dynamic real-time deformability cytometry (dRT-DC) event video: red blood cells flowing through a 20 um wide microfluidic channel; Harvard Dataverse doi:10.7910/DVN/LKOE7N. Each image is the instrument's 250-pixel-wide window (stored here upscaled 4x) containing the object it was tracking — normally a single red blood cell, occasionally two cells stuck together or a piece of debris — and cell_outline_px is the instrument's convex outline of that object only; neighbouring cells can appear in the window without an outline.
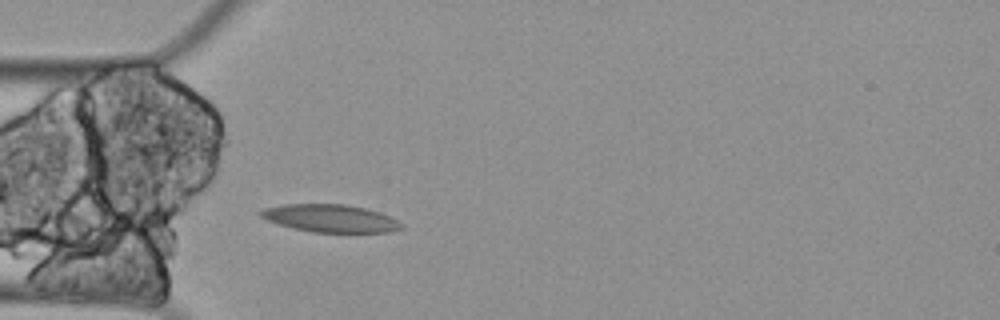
{"species": "Egyptian fruit bat (a non-hibernating species)", "species_latin": "Rousettus aegyptiacus", "temperature_condition": "cold", "stored_images_in_passage": 45, "camera_frame_rate_fps": 3000, "um_per_image_px": 0.085, "animal": {"sex": "female"}, "frame": {"image": 1, "passage_image": 4, "time_ms": 1.0, "image_size_px": [1000, 320], "cell_outline_px": [[404, 228], [388, 232], [312, 232], [292, 228], [268, 220], [260, 216], [260, 212], [264, 208], [284, 204], [344, 204], [364, 208], [388, 216], [404, 224]], "centroid_in_image_um": [28.08, 18.56], "position_along_channel_um": 56.9, "area_um2": 22.43}}
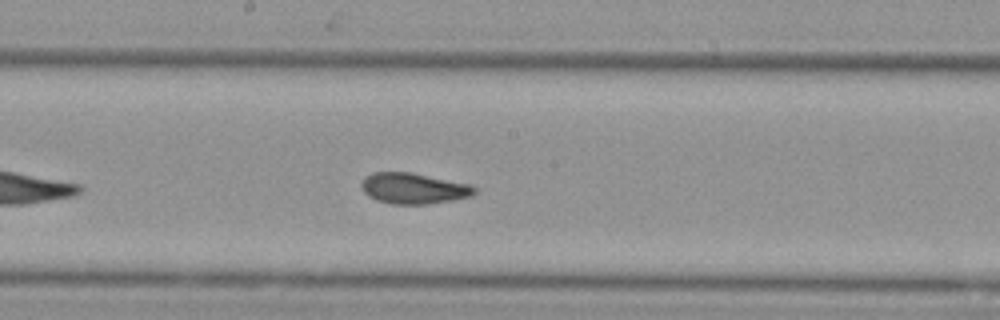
{"frame": {"image": 2, "passage_image": 18, "time_ms": 5.667, "image_size_px": [1000, 320], "cell_outline_px": [[476, 192], [472, 196], [452, 200], [428, 204], [392, 204], [376, 200], [368, 196], [364, 192], [360, 184], [372, 172], [412, 172], [472, 184], [476, 188]], "centroid_in_image_um": [35.19, 16.01], "position_along_channel_um": 213.0, "area_um2": 20.46}}
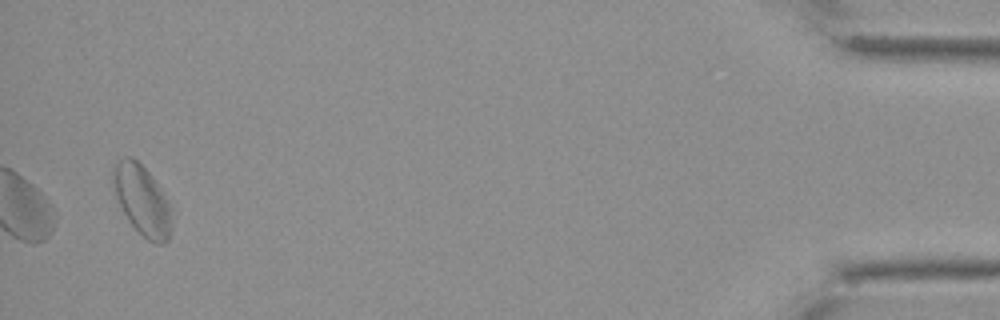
{"frame": {"image": 3, "passage_image": 45, "time_ms": 14.667, "image_size_px": [1000, 320], "cell_outline_px": [[172, 228], [168, 240], [160, 244], [156, 244], [148, 240], [128, 220], [116, 196], [112, 184], [112, 168], [120, 160], [128, 156], [132, 156], [152, 176], [160, 188], [168, 204], [172, 224]], "centroid_in_image_um": [12.07, 17.02], "position_along_channel_um": 423.1, "area_um2": 23.41}, "authors_computed_cell_mechanics": {"area_um2": 21.0392, "velocity_mm_per_s": 3.2397, "shape_relaxation_time_tau1_ms": null, "shape_relaxation_time_tau2_ms": 2.4765, "deformation_change_tau1": null, "deformation_change_tau2": 0.0854}}